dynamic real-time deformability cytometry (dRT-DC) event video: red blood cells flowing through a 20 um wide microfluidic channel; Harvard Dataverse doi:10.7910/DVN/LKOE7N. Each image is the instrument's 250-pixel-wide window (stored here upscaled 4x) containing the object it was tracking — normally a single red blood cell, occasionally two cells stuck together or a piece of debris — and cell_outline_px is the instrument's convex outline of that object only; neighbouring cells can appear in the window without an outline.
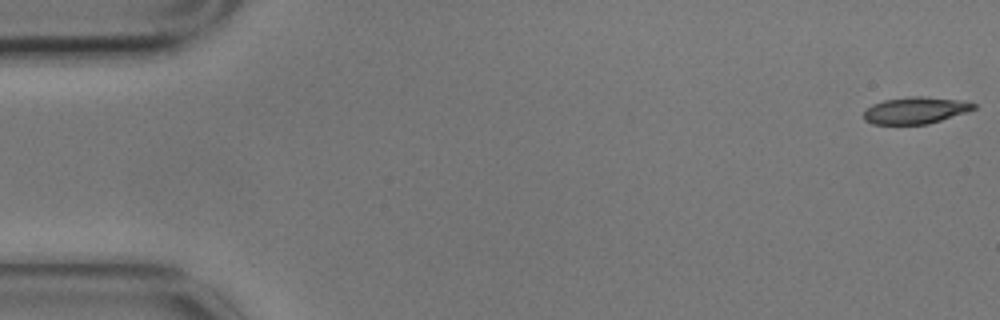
{"species": "common noctule bat (a hibernating species)", "species_latin": "Nyctalus noctula", "temperature_condition": "cold", "stored_images_in_passage": 10, "camera_frame_rate_fps": 3000, "um_per_image_px": 0.085, "animal": {"sex": "male", "body_mass_g": 17.9}, "frame": {"image": 1, "passage_image": 1, "time_ms": 0.0, "image_size_px": [1000, 320], "cell_outline_px": [[976, 108], [968, 112], [928, 124], [872, 124], [864, 120], [864, 112], [872, 104], [884, 100], [912, 96], [920, 96], [956, 100], [976, 104]], "centroid_in_image_um": [77.8, 9.39], "position_along_channel_um": 7.2, "area_um2": 16.99}}
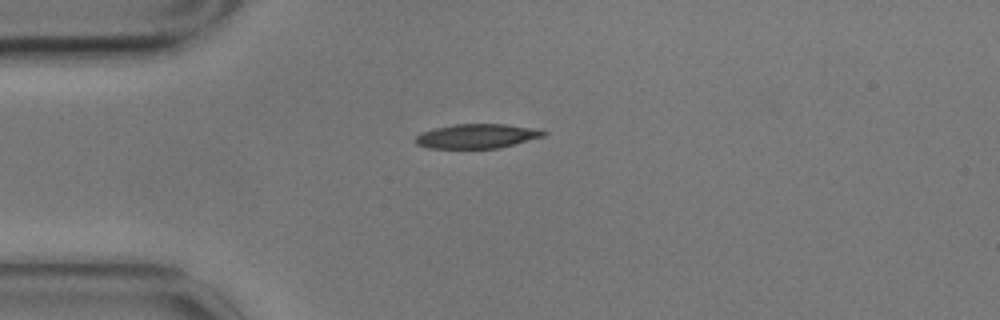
{"frame": {"image": 2, "passage_image": 5, "time_ms": 1.333, "image_size_px": [1000, 320], "cell_outline_px": [[548, 132], [544, 136], [500, 148], [428, 148], [416, 144], [416, 136], [420, 132], [436, 128], [456, 124], [504, 124], [540, 128]], "centroid_in_image_um": [40.58, 11.56], "position_along_channel_um": 44.4, "area_um2": 18.26}}